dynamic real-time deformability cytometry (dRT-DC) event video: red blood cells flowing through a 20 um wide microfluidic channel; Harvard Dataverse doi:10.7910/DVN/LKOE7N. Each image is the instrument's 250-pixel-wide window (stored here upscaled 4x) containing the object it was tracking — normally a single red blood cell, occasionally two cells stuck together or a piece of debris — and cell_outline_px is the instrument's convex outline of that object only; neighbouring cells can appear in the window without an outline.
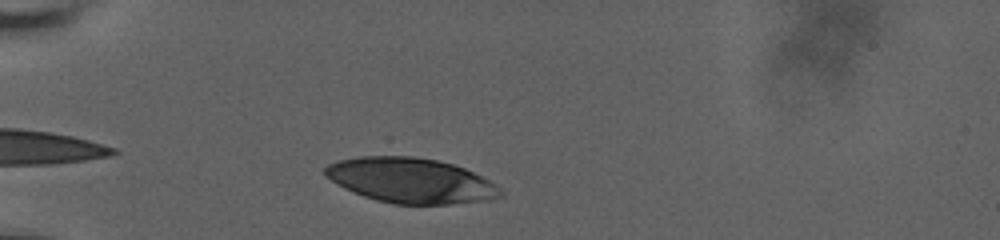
{"species": "human", "species_latin": "Homo sapiens", "temperature_condition": "room temperature", "stored_images_in_passage": 54, "camera_frame_rate_fps": 3000, "um_per_image_px": 0.085, "donor": {"sex": "male"}, "frame": {"image": 1, "passage_image": 8, "time_ms": 1.333, "image_size_px": [1000, 240], "cell_outline_px": [[504, 196], [488, 200], [452, 204], [392, 204], [376, 200], [364, 196], [344, 188], [336, 184], [324, 172], [324, 168], [328, 164], [340, 160], [360, 156], [412, 156], [436, 160], [452, 164], [464, 168], [496, 184], [504, 192]], "centroid_in_image_um": [34.94, 15.35], "position_along_channel_um": 50.1, "area_um2": 45.95}}
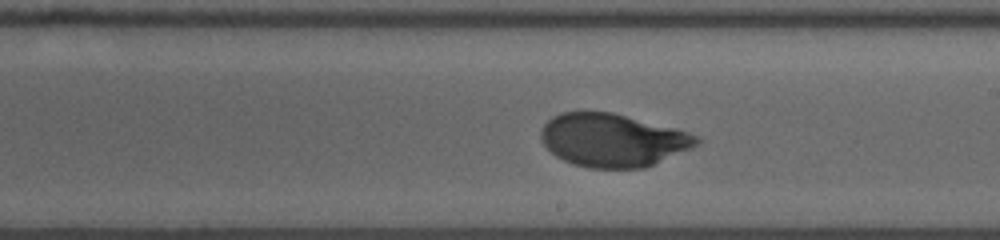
{"frame": {"image": 2, "passage_image": 39, "time_ms": 7.333, "image_size_px": [1000, 240], "cell_outline_px": [[700, 144], [692, 148], [644, 168], [588, 168], [572, 164], [556, 156], [544, 144], [540, 136], [540, 132], [544, 124], [552, 116], [560, 112], [612, 112], [676, 128], [700, 136]], "centroid_in_image_um": [52.09, 11.91], "position_along_channel_um": 236.9, "area_um2": 48.26}}
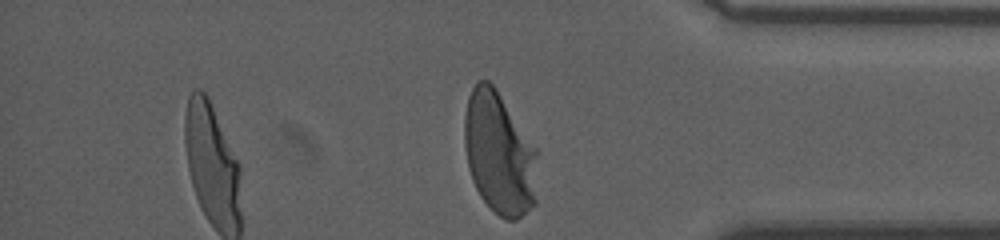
{"frame": {"image": 3, "passage_image": 54, "time_ms": 12.0, "image_size_px": [1000, 240], "cell_outline_px": [[536, 204], [516, 220], [504, 220], [480, 196], [472, 180], [468, 168], [464, 144], [464, 116], [468, 96], [472, 88], [480, 80], [488, 80], [496, 88], [536, 148]], "centroid_in_image_um": [42.42, 13.04], "position_along_channel_um": 392.8, "area_um2": 52.02}, "authors_computed_cell_mechanics": {"area_um2": 48.3208, "velocity_mm_per_s": 3.6168, "shape_relaxation_time_tau1_ms": 3.4455, "shape_relaxation_time_tau2_ms": null, "deformation_change_tau1": 0.1808, "deformation_change_tau2": null}}